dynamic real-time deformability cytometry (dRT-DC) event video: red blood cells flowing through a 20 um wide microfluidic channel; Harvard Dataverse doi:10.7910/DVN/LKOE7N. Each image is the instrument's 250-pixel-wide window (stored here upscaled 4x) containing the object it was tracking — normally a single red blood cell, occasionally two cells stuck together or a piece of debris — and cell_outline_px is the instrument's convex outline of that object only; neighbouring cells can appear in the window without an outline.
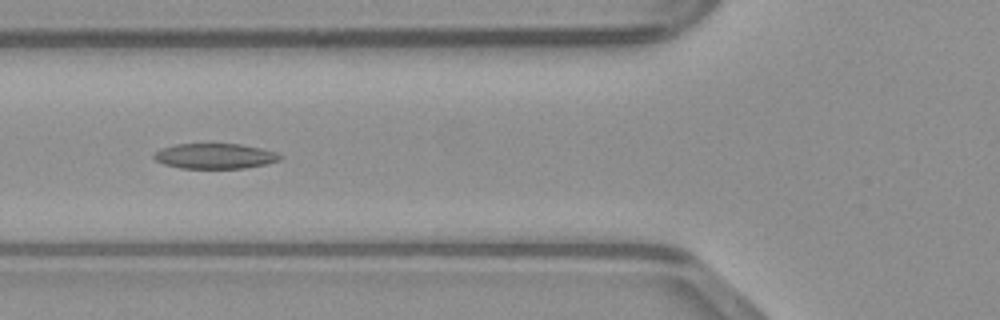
{"species": "common noctule bat (a hibernating species)", "species_latin": "Nyctalus noctula", "temperature_condition": "warm", "stored_images_in_passage": 41, "camera_frame_rate_fps": 3000, "um_per_image_px": 0.085, "animal": {"sex": "male", "body_mass_g": 23.1, "forearm_length_mm": 52.7}, "frame": {"image": 1, "passage_image": 11, "time_ms": 3.333, "image_size_px": [1000, 320], "cell_outline_px": [[284, 156], [280, 160], [268, 164], [244, 168], [180, 168], [164, 164], [156, 160], [152, 156], [156, 152], [164, 148], [176, 144], [240, 144], [260, 148], [276, 152]], "centroid_in_image_um": [18.32, 13.27], "position_along_channel_um": 107.5, "area_um2": 18.5}}
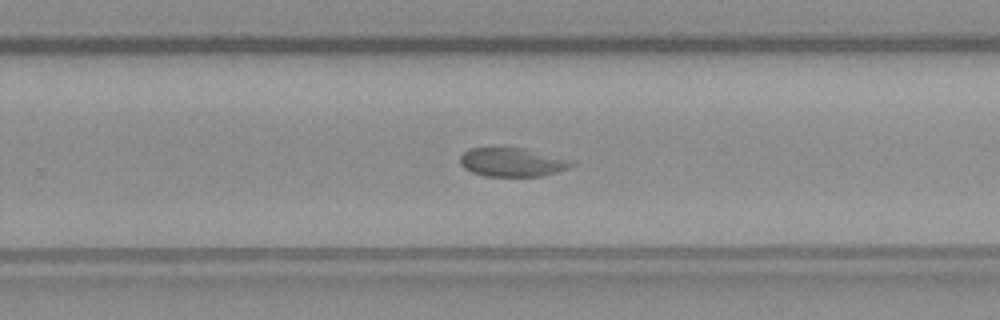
{"frame": {"image": 2, "passage_image": 24, "time_ms": 7.667, "image_size_px": [1000, 320], "cell_outline_px": [[576, 164], [568, 168], [556, 172], [540, 176], [484, 176], [472, 172], [464, 168], [460, 164], [460, 156], [468, 148], [528, 148], [576, 160]], "centroid_in_image_um": [43.6, 13.77], "position_along_channel_um": 286.2, "area_um2": 19.02}}
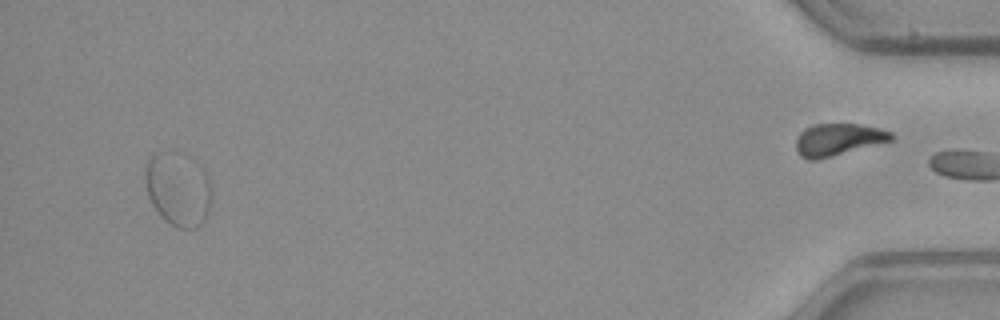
{"frame": {"image": 3, "passage_image": 40, "time_ms": 13.0, "image_size_px": [1000, 320], "cell_outline_px": [[212, 204], [208, 216], [196, 228], [176, 228], [164, 220], [160, 216], [152, 204], [148, 196], [144, 180], [148, 160], [152, 156], [184, 152], [192, 156], [204, 164], [212, 184]], "centroid_in_image_um": [15.23, 16.08], "position_along_channel_um": 420.0, "area_um2": 29.42}}